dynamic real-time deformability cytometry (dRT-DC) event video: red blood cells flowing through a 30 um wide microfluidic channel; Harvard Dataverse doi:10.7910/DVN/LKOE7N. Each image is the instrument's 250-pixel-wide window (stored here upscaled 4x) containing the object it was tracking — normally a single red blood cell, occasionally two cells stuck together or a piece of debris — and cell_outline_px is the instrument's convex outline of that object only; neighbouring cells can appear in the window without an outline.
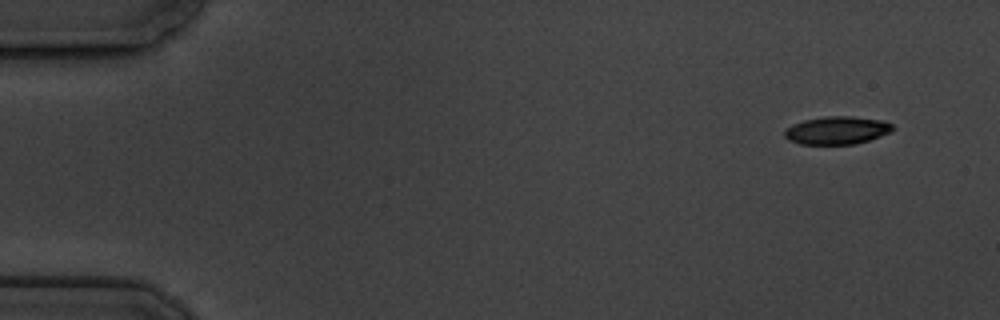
{"species": "common noctule bat (a hibernating species)", "species_latin": "Nyctalus noctula", "temperature_condition": "cold", "stored_images_in_passage": 6, "segment_of_instrument_passage": [1, 2], "camera_frame_rate_fps": 3000, "um_per_image_px": 0.085, "animal": {"sex": "male", "body_mass_g": 19.5, "forearm_length_mm": 54.6}, "frame": {"image": 1, "passage_image": 1, "time_ms": 0.0, "image_size_px": [1000, 320], "cell_outline_px": [[896, 128], [892, 132], [856, 144], [800, 144], [788, 140], [784, 136], [784, 128], [792, 124], [804, 120], [824, 116], [852, 116], [884, 120], [892, 124]], "centroid_in_image_um": [71.15, 11.07], "position_along_channel_um": 13.9, "area_um2": 17.86}}
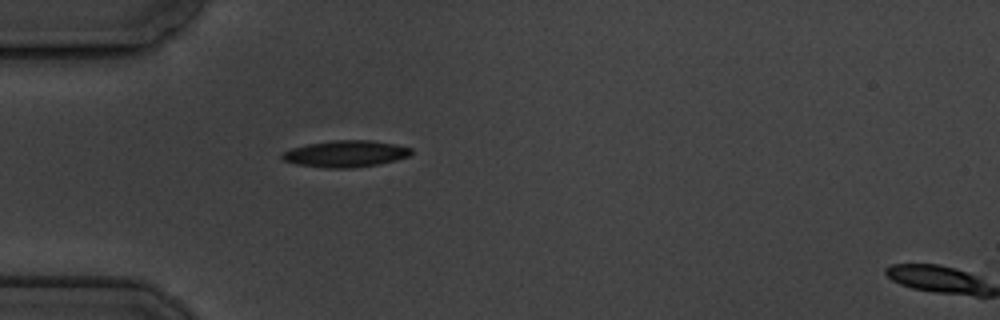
{"frame": {"image": 2, "passage_image": 5, "time_ms": 4.333, "image_size_px": [1000, 320], "cell_outline_px": [[412, 152], [408, 156], [396, 160], [380, 164], [352, 168], [324, 168], [296, 164], [284, 160], [280, 156], [284, 152], [292, 148], [308, 144], [332, 140], [372, 140], [396, 144], [412, 148]], "centroid_in_image_um": [29.4, 13.07], "position_along_channel_um": 55.6, "area_um2": 20.06}}